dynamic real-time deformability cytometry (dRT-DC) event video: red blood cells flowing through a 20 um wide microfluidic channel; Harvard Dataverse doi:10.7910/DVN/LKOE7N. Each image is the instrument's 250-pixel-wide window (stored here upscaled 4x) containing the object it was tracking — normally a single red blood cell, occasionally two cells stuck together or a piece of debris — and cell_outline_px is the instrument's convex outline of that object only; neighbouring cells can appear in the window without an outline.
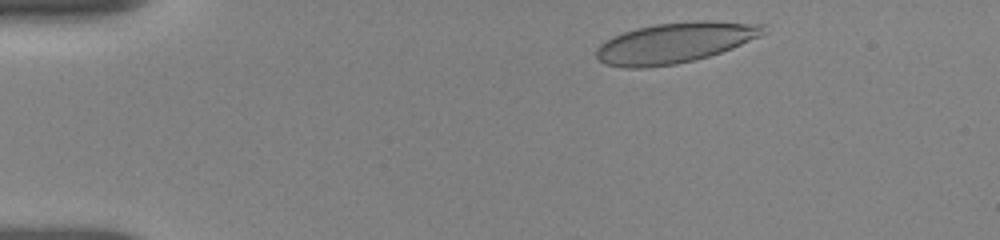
{"species": "human", "species_latin": "Homo sapiens", "temperature_condition": "room temperature", "stored_images_in_passage": 29, "camera_frame_rate_fps": 3000, "um_per_image_px": 0.085, "donor": {"sex": "female"}, "frame": {"image": 1, "passage_image": 2, "time_ms": 0.667, "image_size_px": [1000, 240], "cell_outline_px": [[768, 32], [760, 36], [732, 48], [708, 56], [676, 64], [644, 68], [628, 68], [604, 64], [596, 56], [596, 48], [600, 44], [624, 32], [636, 28], [656, 24], [696, 20], [712, 20], [764, 24]], "centroid_in_image_um": [57.4, 3.62], "position_along_channel_um": 27.6, "area_um2": 39.36}}
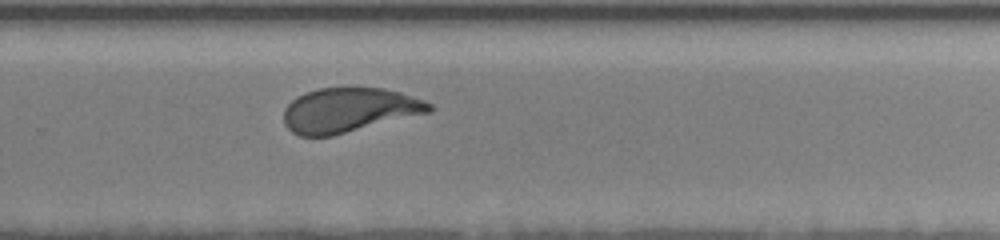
{"frame": {"image": 2, "passage_image": 15, "time_ms": 9.667, "image_size_px": [1000, 240], "cell_outline_px": [[436, 108], [432, 112], [332, 136], [300, 136], [292, 132], [284, 124], [284, 108], [292, 100], [304, 92], [320, 88], [384, 88], [400, 92], [424, 100], [432, 104]], "centroid_in_image_um": [29.69, 9.36], "position_along_channel_um": 300.1, "area_um2": 37.92}}
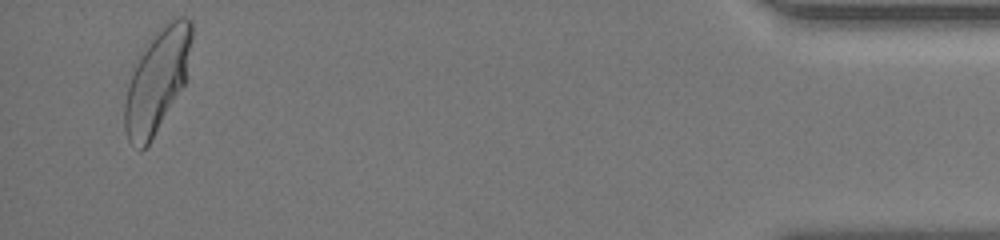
{"frame": {"image": 3, "passage_image": 27, "time_ms": 14.667, "image_size_px": [1000, 240], "cell_outline_px": [[192, 40], [184, 84], [148, 144], [140, 152], [128, 140], [124, 128], [124, 104], [128, 84], [132, 72], [140, 52], [168, 20], [180, 16], [188, 16], [192, 20]], "centroid_in_image_um": [13.34, 6.82], "position_along_channel_um": 421.9, "area_um2": 39.48}, "authors_computed_cell_mechanics": {"area_um2": 38.9572, "velocity_mm_per_s": 3.8622, "shape_relaxation_time_tau1_ms": 3.955, "shape_relaxation_time_tau2_ms": null, "deformation_change_tau1": 0.1605, "deformation_change_tau2": null}}